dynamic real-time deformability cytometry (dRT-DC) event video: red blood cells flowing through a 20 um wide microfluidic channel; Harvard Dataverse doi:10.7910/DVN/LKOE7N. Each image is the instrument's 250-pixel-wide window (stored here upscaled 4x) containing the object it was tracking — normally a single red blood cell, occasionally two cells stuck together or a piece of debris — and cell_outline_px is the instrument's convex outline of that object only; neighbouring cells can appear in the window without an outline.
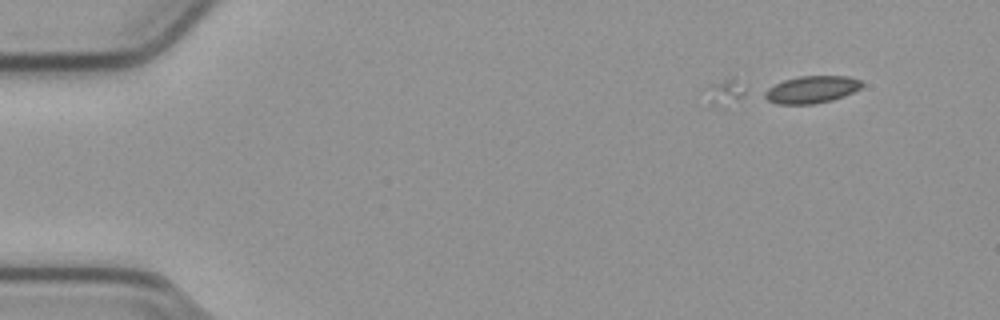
{"species": "common noctule bat (a hibernating species)", "species_latin": "Nyctalus noctula", "temperature_condition": "cold", "stored_images_in_passage": 15, "camera_frame_rate_fps": 3000, "um_per_image_px": 0.085, "animal": {"sex": "male", "body_mass_g": 23.1, "forearm_length_mm": 52.7}, "frame": {"image": 1, "passage_image": 1, "time_ms": 0.0, "image_size_px": [1000, 320], "cell_outline_px": [[864, 84], [860, 88], [844, 96], [832, 100], [812, 104], [776, 104], [768, 100], [760, 92], [784, 80], [800, 76], [848, 76], [860, 80]], "centroid_in_image_um": [68.96, 7.61], "position_along_channel_um": 16.0, "area_um2": 15.43}}
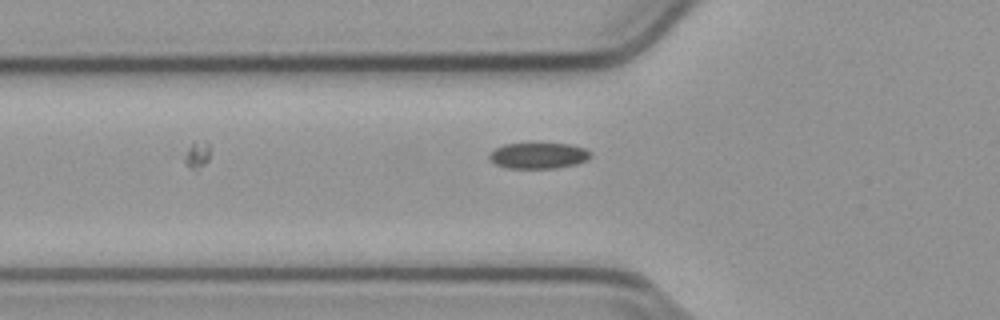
{"frame": {"image": 2, "passage_image": 15, "time_ms": 4.667, "image_size_px": [1000, 320], "cell_outline_px": [[592, 156], [576, 164], [556, 168], [508, 168], [496, 164], [488, 156], [496, 148], [504, 144], [532, 140], [540, 140], [568, 144], [584, 148], [592, 152]], "centroid_in_image_um": [45.78, 13.16], "position_along_channel_um": 80.0, "area_um2": 16.07}}